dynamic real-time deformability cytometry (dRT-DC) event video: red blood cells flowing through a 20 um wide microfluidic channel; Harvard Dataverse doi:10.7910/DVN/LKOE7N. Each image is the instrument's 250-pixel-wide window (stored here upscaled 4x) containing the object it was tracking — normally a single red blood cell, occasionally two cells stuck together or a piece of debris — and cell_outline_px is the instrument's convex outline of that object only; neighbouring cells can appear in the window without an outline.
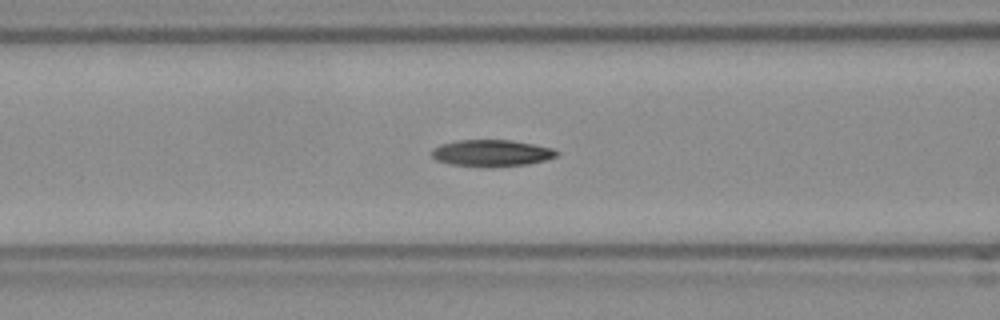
{"species": "Egyptian fruit bat (a non-hibernating species)", "species_latin": "Rousettus aegyptiacus", "temperature_condition": "room temperature", "stored_images_in_passage": 39, "camera_frame_rate_fps": 3000, "um_per_image_px": 0.085, "frame": {"image": 1, "passage_image": 14, "time_ms": 4.333, "image_size_px": [1000, 320], "cell_outline_px": [[560, 152], [556, 156], [544, 160], [528, 164], [488, 168], [484, 168], [452, 164], [436, 160], [432, 156], [432, 148], [440, 144], [456, 140], [508, 140], [532, 144], [552, 148]], "centroid_in_image_um": [41.75, 13.02], "position_along_channel_um": 124.8, "area_um2": 19.54}}
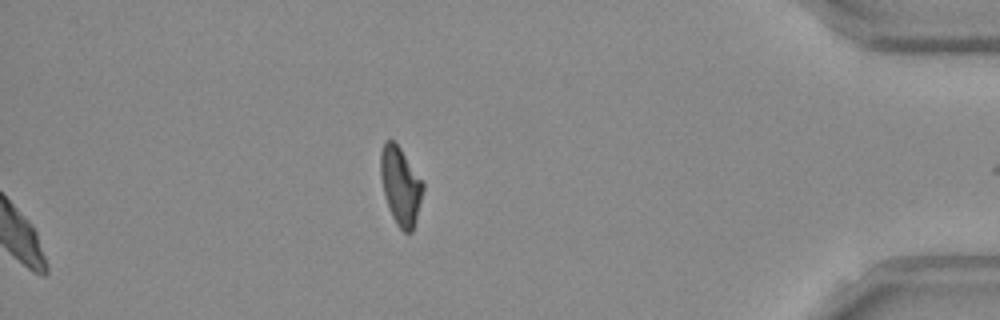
{"frame": {"image": 2, "passage_image": 39, "time_ms": 12.667, "image_size_px": [1000, 320], "cell_outline_px": [[424, 188], [416, 220], [412, 232], [404, 232], [396, 224], [392, 216], [384, 196], [380, 176], [380, 152], [384, 144], [388, 140], [392, 140], [400, 148], [424, 180]], "centroid_in_image_um": [34.05, 15.8], "position_along_channel_um": 401.1, "area_um2": 19.36}, "authors_computed_cell_mechanics": {"area_um2": 19.363, "velocity_mm_per_s": 3.8576, "shape_relaxation_time_tau1_ms": 7.075, "shape_relaxation_time_tau2_ms": 9.1248, "deformation_change_tau1": 0.2098, "deformation_change_tau2": 0.1938}}